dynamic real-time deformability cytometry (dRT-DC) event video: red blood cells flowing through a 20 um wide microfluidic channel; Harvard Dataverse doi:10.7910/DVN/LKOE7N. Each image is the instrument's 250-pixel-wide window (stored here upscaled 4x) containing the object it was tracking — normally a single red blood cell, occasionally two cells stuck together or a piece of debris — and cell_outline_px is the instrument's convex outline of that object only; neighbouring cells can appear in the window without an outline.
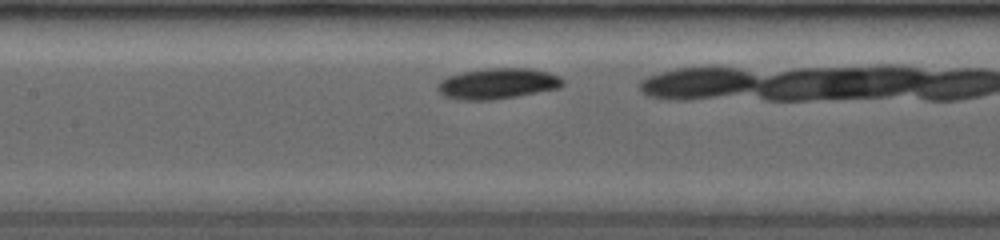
{"species": "common noctule bat (a hibernating species)", "species_latin": "Nyctalus noctula", "temperature_condition": "room temperature", "stored_images_in_passage": 28, "camera_frame_rate_fps": 3500, "um_per_image_px": 0.085, "animal": {"sex": "female", "body_mass_g": 19.0, "forearm_length_mm": 53.3}, "frame": {"image": 1, "passage_image": 8, "time_ms": 2.286, "image_size_px": [1000, 240], "cell_outline_px": [[564, 84], [560, 88], [516, 96], [492, 100], [460, 100], [444, 96], [436, 88], [440, 80], [448, 76], [464, 72], [484, 68], [528, 68], [548, 72], [560, 76], [564, 80]], "centroid_in_image_um": [42.31, 7.1], "position_along_channel_um": 165.1, "area_um2": 22.48}}